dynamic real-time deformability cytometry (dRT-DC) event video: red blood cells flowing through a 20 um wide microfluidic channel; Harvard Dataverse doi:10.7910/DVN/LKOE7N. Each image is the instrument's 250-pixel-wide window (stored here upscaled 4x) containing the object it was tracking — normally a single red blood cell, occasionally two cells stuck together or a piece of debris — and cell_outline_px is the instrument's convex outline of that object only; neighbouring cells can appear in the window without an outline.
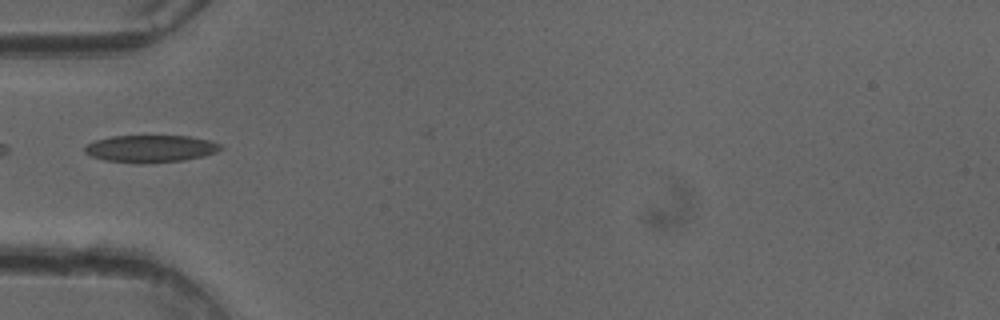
{"species": "common noctule bat (a hibernating species)", "species_latin": "Nyctalus noctula", "temperature_condition": "cold", "stored_images_in_passage": 34, "camera_frame_rate_fps": 3000, "um_per_image_px": 0.085, "animal": {"sex": "female"}, "frame": {"image": 1, "passage_image": 1, "time_ms": 0.0, "image_size_px": [1000, 320], "cell_outline_px": [[224, 148], [216, 152], [204, 156], [184, 160], [140, 164], [136, 164], [104, 160], [92, 156], [84, 152], [84, 144], [96, 140], [112, 136], [188, 136], [208, 140], [220, 144]], "centroid_in_image_um": [12.77, 12.64], "position_along_channel_um": 72.2, "area_um2": 21.73}}
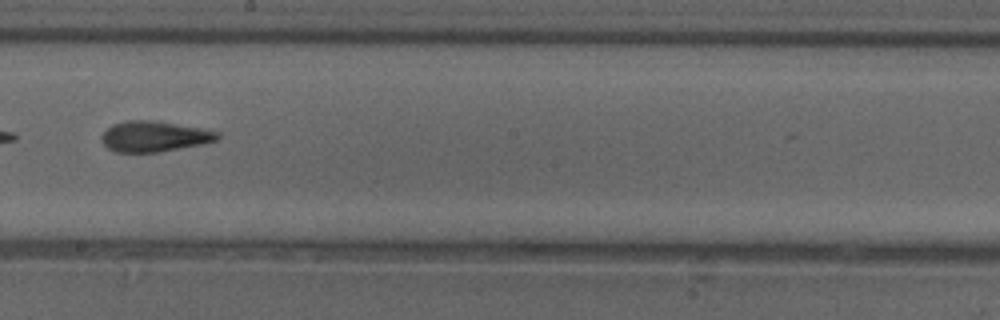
{"frame": {"image": 2, "passage_image": 13, "time_ms": 4.0, "image_size_px": [1000, 320], "cell_outline_px": [[220, 136], [216, 140], [204, 144], [160, 152], [116, 152], [108, 148], [104, 144], [100, 136], [112, 124], [128, 120], [152, 120], [212, 128], [220, 132]], "centroid_in_image_um": [13.2, 11.58], "position_along_channel_um": 235.0, "area_um2": 21.15}}
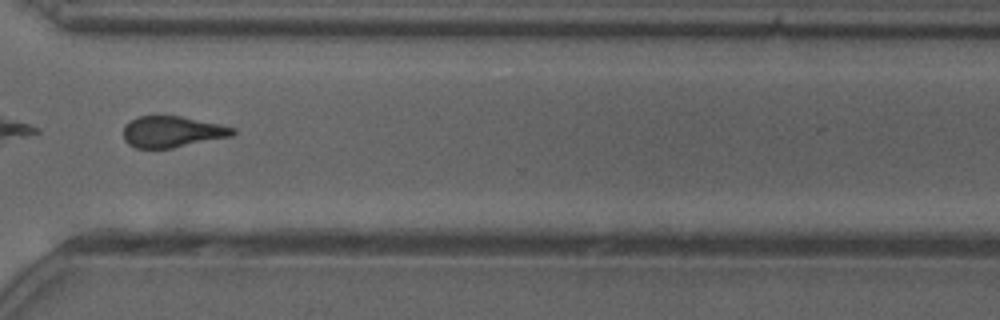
{"frame": {"image": 3, "passage_image": 22, "time_ms": 7.0, "image_size_px": [1000, 320], "cell_outline_px": [[236, 132], [232, 136], [172, 148], [136, 148], [128, 144], [124, 140], [124, 124], [136, 116], [180, 116], [236, 128]], "centroid_in_image_um": [14.6, 11.2], "position_along_channel_um": 356.0, "area_um2": 19.83}, "authors_computed_cell_mechanics": {"area_um2": 20.7502, "velocity_mm_per_s": 4.0311, "shape_relaxation_time_tau1_ms": 4.9547, "shape_relaxation_time_tau2_ms": 3.6919, "deformation_change_tau1": 0.1263, "deformation_change_tau2": 0.1223}}